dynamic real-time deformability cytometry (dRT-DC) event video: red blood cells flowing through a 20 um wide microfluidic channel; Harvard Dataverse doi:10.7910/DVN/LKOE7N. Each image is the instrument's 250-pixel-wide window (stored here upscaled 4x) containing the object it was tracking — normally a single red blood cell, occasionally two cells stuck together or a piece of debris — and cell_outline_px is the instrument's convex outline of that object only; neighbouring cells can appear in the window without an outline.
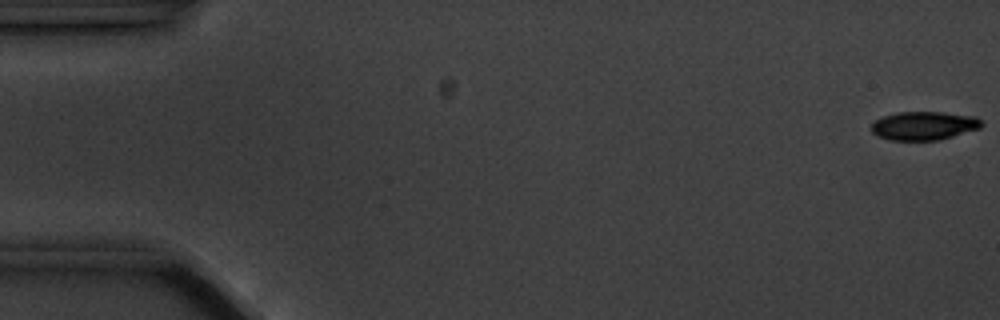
{"species": "common noctule bat (a hibernating species)", "species_latin": "Nyctalus noctula", "temperature_condition": "cold", "stored_images_in_passage": 7, "camera_frame_rate_fps": 3000, "um_per_image_px": 0.085, "animal": {"sex": "male", "body_mass_g": 20.1, "forearm_length_mm": 53.5}, "frame": {"image": 1, "passage_image": 1, "time_ms": 0.0, "image_size_px": [1000, 320], "cell_outline_px": [[984, 124], [980, 128], [940, 140], [892, 140], [876, 136], [872, 132], [872, 124], [876, 120], [884, 116], [900, 112], [940, 112], [976, 116]], "centroid_in_image_um": [78.55, 10.69], "position_along_channel_um": 6.4, "area_um2": 18.26}}
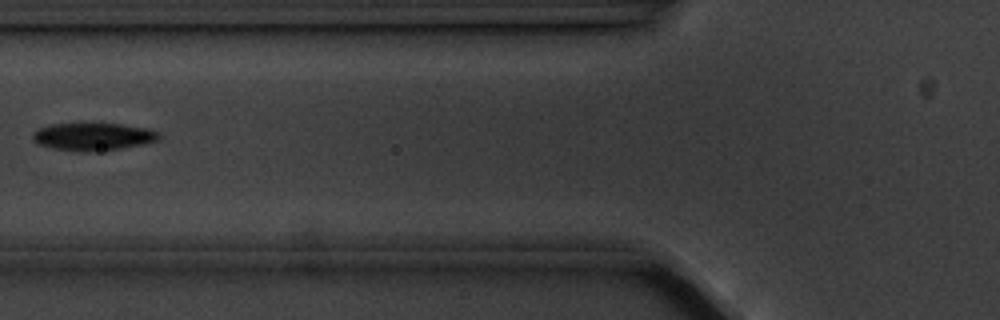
{"frame": {"image": 2, "passage_image": 7, "time_ms": 7.0, "image_size_px": [1000, 320], "cell_outline_px": [[160, 136], [156, 140], [144, 144], [120, 148], [52, 148], [36, 144], [32, 140], [32, 132], [36, 128], [52, 124], [120, 124], [148, 128], [160, 132]], "centroid_in_image_um": [7.89, 11.55], "position_along_channel_um": 117.9, "area_um2": 19.31}}